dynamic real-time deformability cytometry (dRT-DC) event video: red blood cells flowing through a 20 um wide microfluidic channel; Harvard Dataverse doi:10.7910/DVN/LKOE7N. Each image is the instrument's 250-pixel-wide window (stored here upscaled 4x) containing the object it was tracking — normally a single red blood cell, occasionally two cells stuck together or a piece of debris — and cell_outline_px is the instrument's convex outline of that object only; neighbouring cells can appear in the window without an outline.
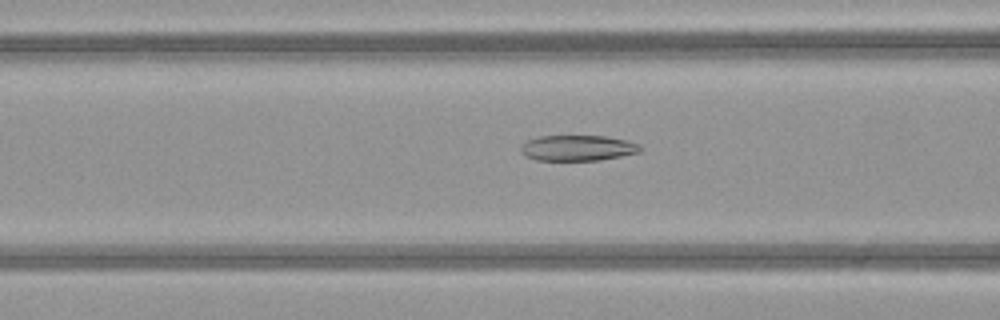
{"species": "common noctule bat (a hibernating species)", "species_latin": "Nyctalus noctula", "temperature_condition": "warm", "stored_images_in_passage": 42, "camera_frame_rate_fps": 3000, "um_per_image_px": 0.085, "animal": {"sex": "female", "body_mass_g": 21.9}, "frame": {"image": 1, "passage_image": 12, "time_ms": 3.667, "image_size_px": [1000, 320], "cell_outline_px": [[644, 148], [640, 152], [600, 160], [536, 160], [524, 156], [520, 152], [520, 144], [528, 140], [540, 136], [604, 136], [628, 140], [640, 144]], "centroid_in_image_um": [49.1, 12.58], "position_along_channel_um": 117.5, "area_um2": 18.03}}
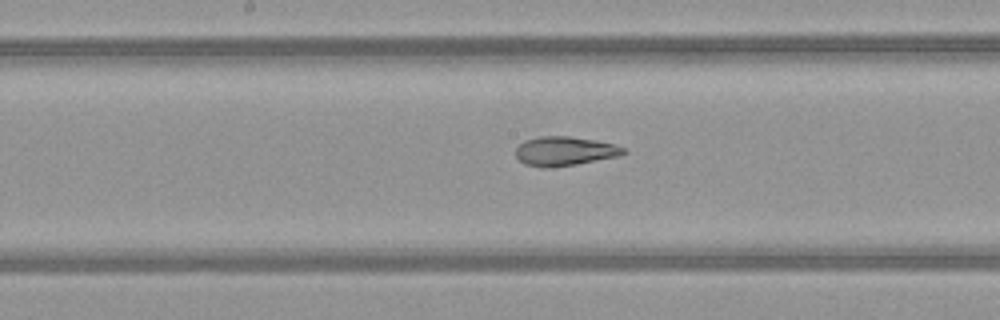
{"frame": {"image": 2, "passage_image": 18, "time_ms": 5.667, "image_size_px": [1000, 320], "cell_outline_px": [[628, 152], [620, 156], [576, 164], [548, 168], [540, 168], [524, 164], [516, 156], [516, 148], [524, 140], [540, 136], [568, 136], [596, 140], [616, 144], [624, 148]], "centroid_in_image_um": [48.01, 12.85], "position_along_channel_um": 200.2, "area_um2": 18.5}}
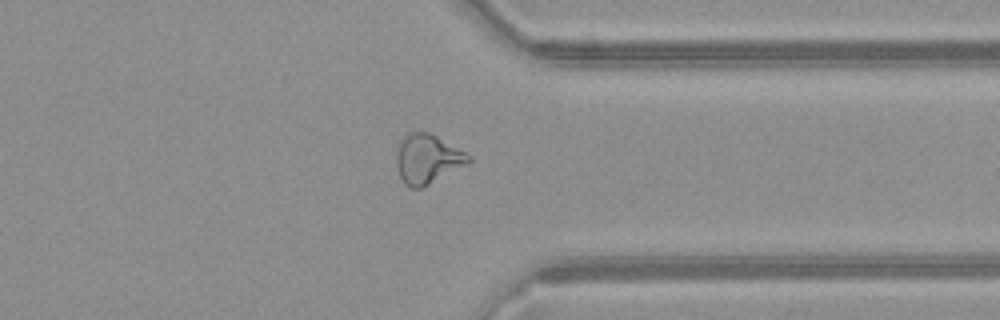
{"frame": {"image": 3, "passage_image": 31, "time_ms": 10.0, "image_size_px": [1000, 320], "cell_outline_px": [[472, 160], [468, 164], [420, 188], [412, 188], [404, 184], [400, 176], [396, 164], [396, 152], [404, 136], [408, 132], [428, 132], [436, 136], [472, 156]], "centroid_in_image_um": [36.33, 13.51], "position_along_channel_um": 375.1, "area_um2": 20.46}, "authors_computed_cell_mechanics": {"area_um2": 20.2011, "velocity_mm_per_s": 4.1031, "shape_relaxation_time_tau1_ms": null, "shape_relaxation_time_tau2_ms": 0.9779, "deformation_change_tau1": null, "deformation_change_tau2": 0.0779}}